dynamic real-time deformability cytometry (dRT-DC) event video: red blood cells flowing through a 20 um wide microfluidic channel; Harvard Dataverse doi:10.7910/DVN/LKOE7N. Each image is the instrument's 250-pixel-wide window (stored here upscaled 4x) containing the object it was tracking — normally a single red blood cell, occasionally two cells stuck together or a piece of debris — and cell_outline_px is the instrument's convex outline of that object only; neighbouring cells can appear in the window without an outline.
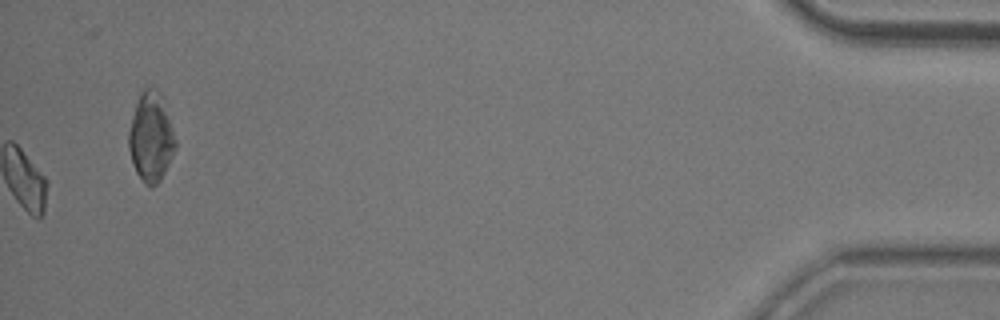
{"species": "common noctule bat (a hibernating species)", "species_latin": "Nyctalus noctula", "temperature_condition": "room temperature", "stored_images_in_passage": 38, "camera_frame_rate_fps": 3000, "um_per_image_px": 0.085, "animal": {"sex": "male", "body_mass_g": 20.5, "forearm_length_mm": 52.5}, "frame": {"image": 1, "passage_image": 38, "time_ms": 12.333, "image_size_px": [1000, 320], "cell_outline_px": [[176, 148], [160, 180], [152, 188], [144, 184], [136, 172], [128, 148], [128, 132], [132, 116], [140, 92], [144, 88], [156, 88], [160, 92], [176, 140]], "centroid_in_image_um": [12.82, 11.67], "position_along_channel_um": 422.4, "area_um2": 24.04}, "authors_computed_cell_mechanics": {"area_um2": 16.4152, "velocity_mm_per_s": 3.7899, "shape_relaxation_time_tau1_ms": null, "shape_relaxation_time_tau2_ms": 9.3418, "deformation_change_tau1": null, "deformation_change_tau2": 0.1755}}